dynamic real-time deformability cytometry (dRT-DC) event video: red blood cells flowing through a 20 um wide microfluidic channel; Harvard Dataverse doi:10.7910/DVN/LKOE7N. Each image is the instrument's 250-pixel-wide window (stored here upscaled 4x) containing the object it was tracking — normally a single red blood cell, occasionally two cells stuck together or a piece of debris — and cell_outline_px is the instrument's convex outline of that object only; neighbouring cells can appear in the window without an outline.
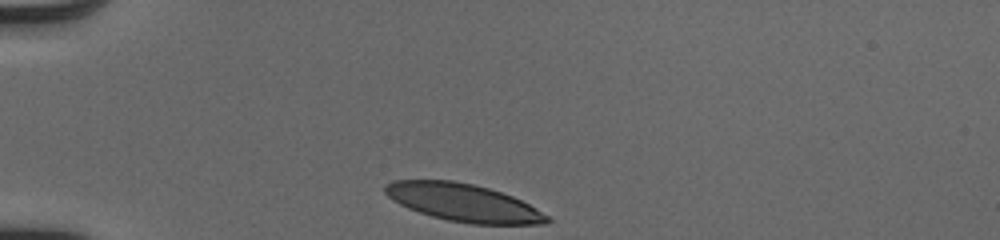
{"species": "human", "species_latin": "Homo sapiens", "temperature_condition": "cold", "stored_images_in_passage": 30, "camera_frame_rate_fps": 3000, "um_per_image_px": 0.085, "donor": {"sex": "male"}, "frame": {"image": 1, "passage_image": 1, "time_ms": 0.0, "image_size_px": [1000, 240], "cell_outline_px": [[552, 220], [548, 224], [472, 224], [448, 220], [432, 216], [408, 208], [392, 200], [384, 192], [384, 184], [392, 180], [452, 180], [472, 184], [488, 188], [512, 196], [528, 204], [548, 216]], "centroid_in_image_um": [39.36, 17.22], "position_along_channel_um": 45.6, "area_um2": 35.37}}
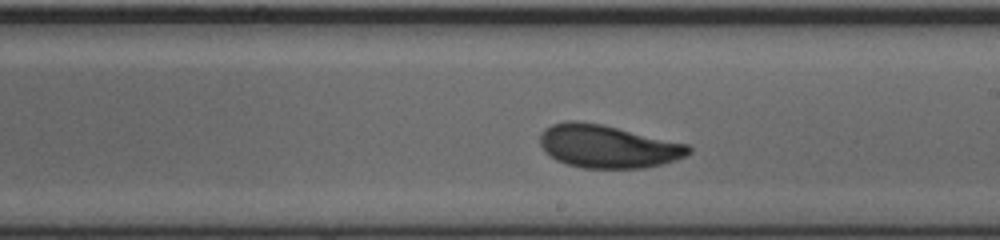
{"frame": {"image": 2, "passage_image": 18, "time_ms": 5.667, "image_size_px": [1000, 240], "cell_outline_px": [[692, 152], [676, 160], [664, 164], [648, 168], [584, 168], [568, 164], [556, 160], [544, 152], [540, 144], [540, 132], [544, 128], [552, 124], [568, 120], [576, 120], [604, 124], [688, 144], [692, 148]], "centroid_in_image_um": [51.66, 12.43], "position_along_channel_um": 237.3, "area_um2": 37.69}}
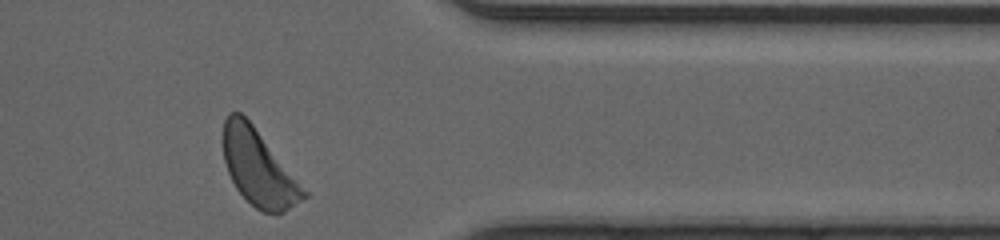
{"frame": {"image": 3, "passage_image": 30, "time_ms": 9.667, "image_size_px": [1000, 240], "cell_outline_px": [[308, 196], [284, 212], [264, 212], [256, 208], [236, 188], [228, 172], [224, 160], [220, 140], [224, 120], [228, 112], [240, 112], [252, 124], [308, 192]], "centroid_in_image_um": [21.93, 14.23], "position_along_channel_um": 389.5, "area_um2": 35.32}, "authors_computed_cell_mechanics": {"area_um2": 37.0787, "velocity_mm_per_s": 4.0609, "shape_relaxation_time_tau1_ms": 2.2257, "shape_relaxation_time_tau2_ms": 1.4119, "deformation_change_tau1": 0.145, "deformation_change_tau2": 0.0799}}